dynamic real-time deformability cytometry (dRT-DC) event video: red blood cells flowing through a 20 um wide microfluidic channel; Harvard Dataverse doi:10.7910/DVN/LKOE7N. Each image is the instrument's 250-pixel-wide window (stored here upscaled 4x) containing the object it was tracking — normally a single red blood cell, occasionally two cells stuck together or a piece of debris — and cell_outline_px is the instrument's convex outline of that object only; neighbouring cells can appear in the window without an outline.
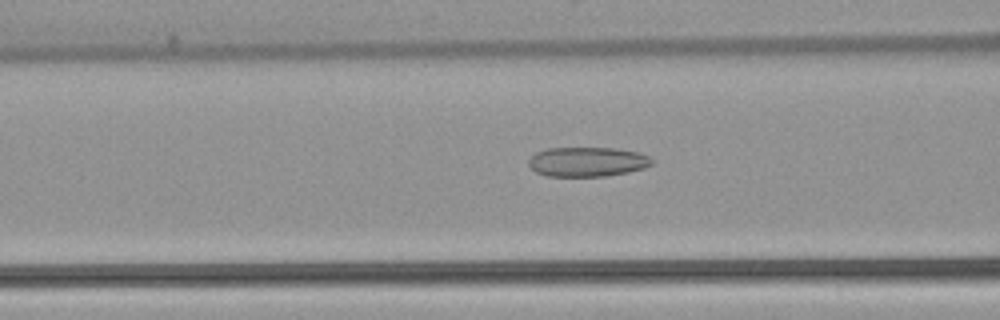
{"species": "common noctule bat (a hibernating species)", "species_latin": "Nyctalus noctula", "temperature_condition": "warm", "stored_images_in_passage": 52, "camera_frame_rate_fps": 3000, "um_per_image_px": 0.085, "animal": {"sex": "female", "body_mass_g": 22.7, "forearm_length_mm": 54.2}, "frame": {"image": 1, "passage_image": 20, "time_ms": 6.333, "image_size_px": [1000, 320], "cell_outline_px": [[652, 164], [644, 168], [628, 172], [608, 176], [548, 176], [536, 172], [528, 164], [528, 160], [536, 152], [548, 148], [612, 148], [640, 152], [648, 156], [652, 160]], "centroid_in_image_um": [49.92, 13.75], "position_along_channel_um": 116.7, "area_um2": 21.21}}
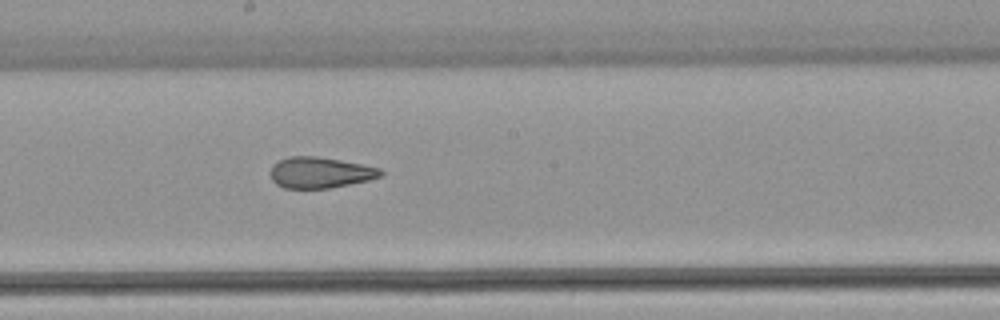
{"frame": {"image": 2, "passage_image": 28, "time_ms": 9.0, "image_size_px": [1000, 320], "cell_outline_px": [[384, 172], [380, 176], [368, 180], [328, 188], [284, 188], [276, 184], [272, 180], [268, 172], [272, 164], [288, 156], [316, 156], [340, 160], [380, 168]], "centroid_in_image_um": [27.14, 14.66], "position_along_channel_um": 221.1, "area_um2": 19.88}}
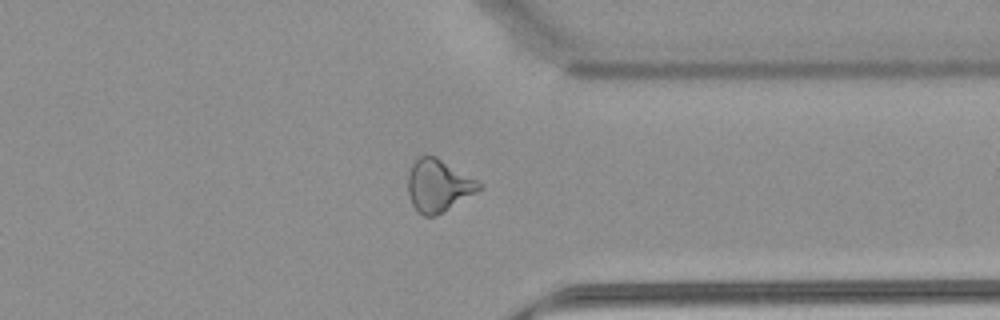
{"frame": {"image": 3, "passage_image": 40, "time_ms": 13.0, "image_size_px": [1000, 320], "cell_outline_px": [[484, 188], [444, 212], [436, 216], [424, 216], [412, 204], [408, 196], [408, 172], [412, 164], [420, 156], [436, 156], [484, 184]], "centroid_in_image_um": [37.28, 15.78], "position_along_channel_um": 374.1, "area_um2": 21.79}, "authors_computed_cell_mechanics": {"area_um2": 23.3801, "velocity_mm_per_s": 3.9131, "shape_relaxation_time_tau1_ms": null, "shape_relaxation_time_tau2_ms": 2.2178, "deformation_change_tau1": null, "deformation_change_tau2": 0.1116}}